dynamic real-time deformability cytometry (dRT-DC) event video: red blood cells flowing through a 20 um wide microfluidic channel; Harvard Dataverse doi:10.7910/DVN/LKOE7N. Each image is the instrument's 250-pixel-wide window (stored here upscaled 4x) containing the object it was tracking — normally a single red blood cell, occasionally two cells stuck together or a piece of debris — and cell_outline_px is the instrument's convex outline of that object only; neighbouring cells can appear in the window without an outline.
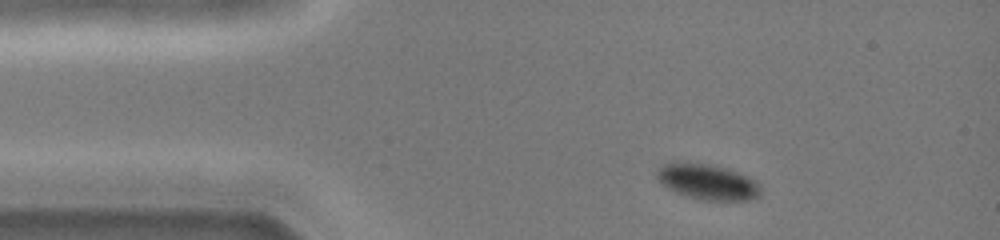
{"species": "common noctule bat (a hibernating species)", "species_latin": "Nyctalus noctula", "temperature_condition": "cold", "stored_images_in_passage": 37, "camera_frame_rate_fps": 3000, "um_per_image_px": 0.085, "animal": {"sex": "female", "body_mass_g": 19.0, "forearm_length_mm": 51.5}, "frame": {"image": 1, "passage_image": 1, "time_ms": 0.0, "image_size_px": [1000, 240], "cell_outline_px": [[760, 196], [748, 200], [700, 200], [676, 192], [668, 188], [656, 176], [656, 172], [664, 164], [676, 160], [708, 164], [740, 172], [756, 180], [760, 188]], "centroid_in_image_um": [60.15, 15.44], "position_along_channel_um": 24.9, "area_um2": 21.56}}
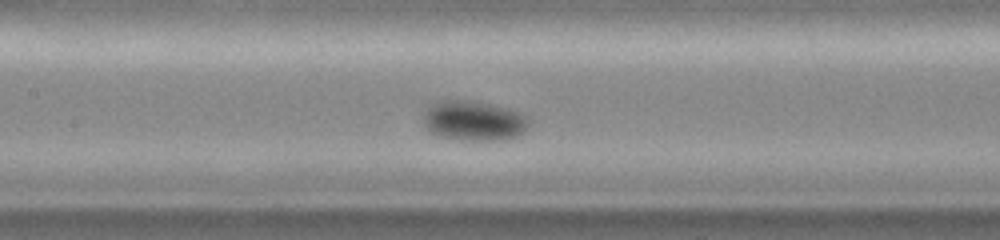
{"frame": {"image": 2, "passage_image": 15, "time_ms": 4.667, "image_size_px": [1000, 240], "cell_outline_px": [[528, 128], [524, 132], [516, 136], [500, 140], [460, 140], [440, 136], [424, 128], [424, 116], [428, 104], [436, 100], [472, 100], [492, 104], [508, 108], [520, 112], [528, 120]], "centroid_in_image_um": [40.23, 10.24], "position_along_channel_um": 167.2, "area_um2": 24.8}}
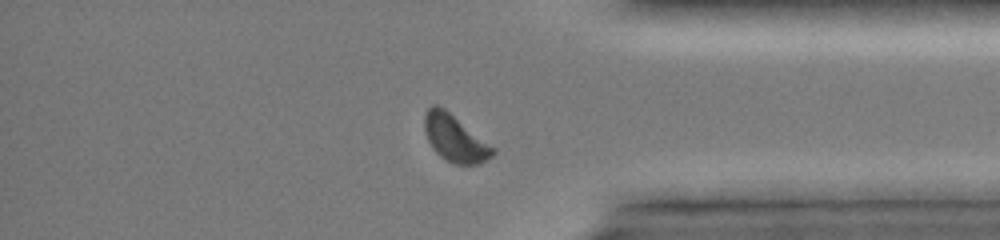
{"frame": {"image": 3, "passage_image": 32, "time_ms": 10.333, "image_size_px": [1000, 240], "cell_outline_px": [[496, 152], [492, 156], [480, 164], [452, 164], [440, 156], [432, 148], [428, 140], [424, 128], [424, 116], [428, 108], [432, 104], [436, 104], [444, 108], [496, 148]], "centroid_in_image_um": [38.67, 11.76], "position_along_channel_um": 396.5, "area_um2": 18.67}, "authors_computed_cell_mechanics": {"area_um2": 22.253, "velocity_mm_per_s": 4.1141, "shape_relaxation_time_tau1_ms": 0.9141, "shape_relaxation_time_tau2_ms": null, "deformation_change_tau1": 0.0718, "deformation_change_tau2": null}}